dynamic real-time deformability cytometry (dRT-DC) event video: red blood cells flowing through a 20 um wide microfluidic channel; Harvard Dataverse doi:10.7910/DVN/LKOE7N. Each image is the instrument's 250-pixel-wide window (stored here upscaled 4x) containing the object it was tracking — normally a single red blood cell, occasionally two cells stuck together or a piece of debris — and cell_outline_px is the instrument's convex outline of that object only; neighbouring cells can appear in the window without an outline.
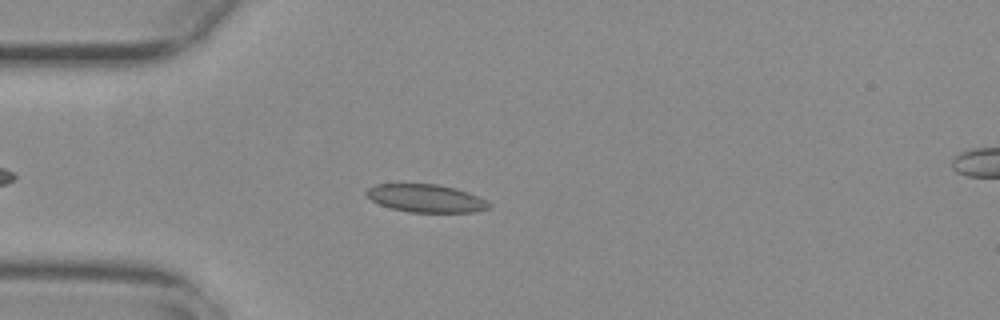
{"species": "common noctule bat (a hibernating species)", "species_latin": "Nyctalus noctula", "temperature_condition": "warm", "stored_images_in_passage": 45, "camera_frame_rate_fps": 3000, "um_per_image_px": 0.085, "animal": {"sex": "female", "body_mass_g": 29.2, "forearm_length_mm": 56.3}, "frame": {"image": 1, "passage_image": 9, "time_ms": 2.667, "image_size_px": [1000, 320], "cell_outline_px": [[492, 208], [476, 212], [408, 212], [392, 208], [380, 204], [372, 200], [364, 192], [368, 188], [376, 184], [440, 184], [456, 188], [468, 192], [492, 204]], "centroid_in_image_um": [36.23, 16.85], "position_along_channel_um": 48.8, "area_um2": 19.94}}
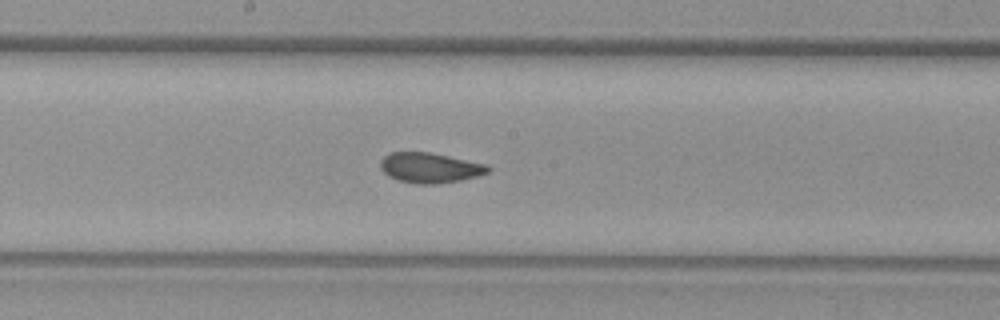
{"frame": {"image": 2, "passage_image": 23, "time_ms": 7.333, "image_size_px": [1000, 320], "cell_outline_px": [[492, 168], [488, 172], [476, 176], [460, 180], [432, 184], [416, 184], [396, 180], [388, 176], [380, 168], [380, 160], [384, 156], [392, 152], [428, 152], [488, 164]], "centroid_in_image_um": [36.52, 14.26], "position_along_channel_um": 211.7, "area_um2": 18.9}}
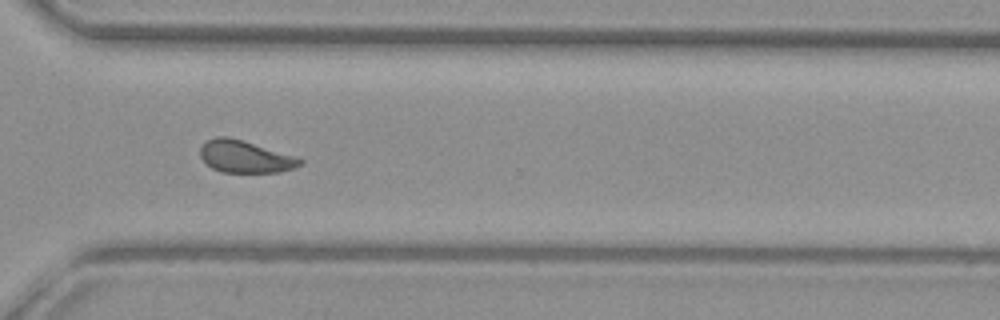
{"frame": {"image": 3, "passage_image": 34, "time_ms": 11.0, "image_size_px": [1000, 320], "cell_outline_px": [[304, 164], [296, 168], [280, 172], [220, 172], [212, 168], [200, 156], [200, 148], [208, 140], [216, 136], [228, 136], [244, 140], [296, 156], [304, 160]], "centroid_in_image_um": [20.89, 13.31], "position_along_channel_um": 349.7, "area_um2": 18.9}, "authors_computed_cell_mechanics": {"area_um2": 19.3052, "velocity_mm_per_s": 3.7784, "shape_relaxation_time_tau1_ms": 10.0785, "shape_relaxation_time_tau2_ms": 0.781, "deformation_change_tau1": 0.1831, "deformation_change_tau2": 0.0592}}